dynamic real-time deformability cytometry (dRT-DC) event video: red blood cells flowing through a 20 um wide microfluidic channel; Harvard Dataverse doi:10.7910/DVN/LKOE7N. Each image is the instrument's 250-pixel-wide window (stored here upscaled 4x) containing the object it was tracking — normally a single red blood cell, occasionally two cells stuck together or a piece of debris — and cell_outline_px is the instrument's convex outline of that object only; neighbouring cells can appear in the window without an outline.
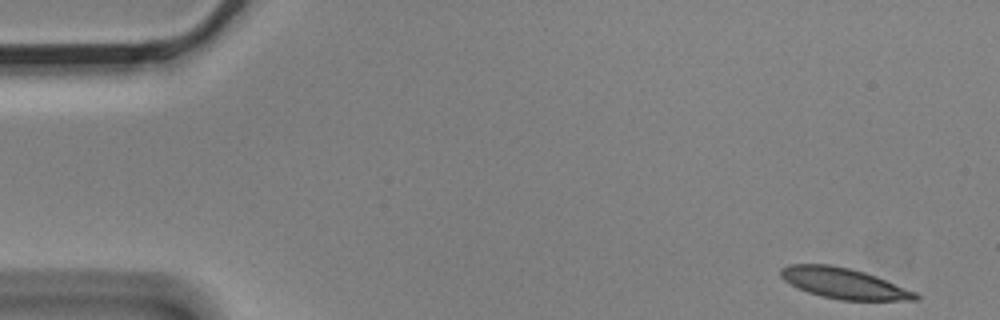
{"species": "Egyptian fruit bat (a non-hibernating species)", "species_latin": "Rousettus aegyptiacus", "temperature_condition": "cold", "stored_images_in_passage": 4, "camera_frame_rate_fps": 3000, "um_per_image_px": 0.085, "animal": {"sex": "male"}, "frame": {"image": 1, "passage_image": 1, "time_ms": 0.0, "image_size_px": [1000, 320], "cell_outline_px": [[920, 300], [840, 300], [820, 296], [808, 292], [784, 280], [780, 276], [780, 268], [788, 264], [828, 264], [848, 268], [864, 272], [876, 276], [916, 292], [920, 296]], "centroid_in_image_um": [71.72, 24.08], "position_along_channel_um": 13.3, "area_um2": 23.93}}
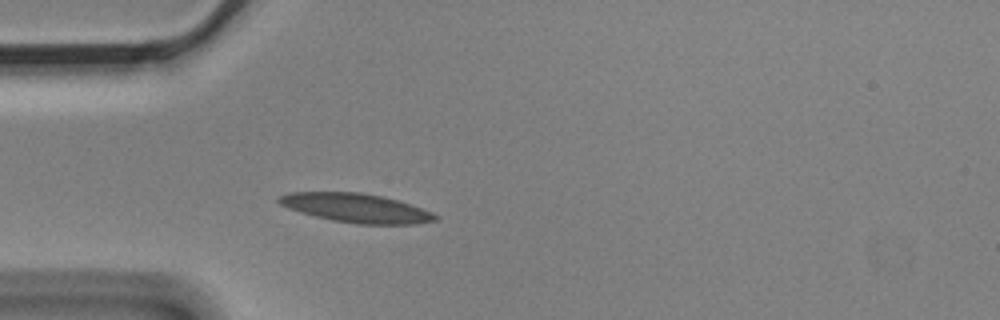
{"frame": {"image": 2, "passage_image": 4, "time_ms": 1.0, "image_size_px": [1000, 320], "cell_outline_px": [[440, 216], [436, 220], [416, 224], [356, 224], [332, 220], [300, 212], [288, 208], [280, 204], [276, 200], [276, 196], [288, 192], [360, 192], [380, 196], [396, 200], [432, 212]], "centroid_in_image_um": [30.22, 17.68], "position_along_channel_um": 54.8, "area_um2": 26.3}}